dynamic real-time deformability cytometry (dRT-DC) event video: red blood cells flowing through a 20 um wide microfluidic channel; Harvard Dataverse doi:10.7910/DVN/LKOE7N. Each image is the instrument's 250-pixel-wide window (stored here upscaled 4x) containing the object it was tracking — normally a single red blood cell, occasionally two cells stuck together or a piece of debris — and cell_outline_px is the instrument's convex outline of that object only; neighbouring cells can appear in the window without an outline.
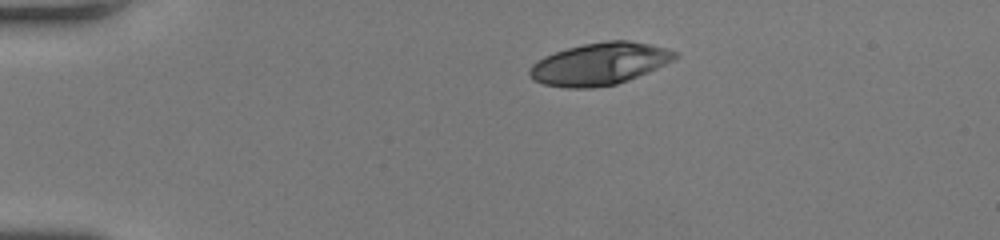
{"species": "human", "species_latin": "Homo sapiens", "temperature_condition": "room temperature", "stored_images_in_passage": 40, "camera_frame_rate_fps": 3000, "um_per_image_px": 0.085, "donor": {"sex": "female"}, "frame": {"image": 1, "passage_image": 1, "time_ms": 0.0, "image_size_px": [1000, 240], "cell_outline_px": [[680, 56], [656, 68], [628, 80], [616, 84], [592, 88], [568, 88], [544, 84], [532, 80], [528, 72], [532, 64], [536, 60], [544, 56], [568, 48], [584, 44], [608, 40], [628, 40], [648, 44], [664, 48], [676, 52]], "centroid_in_image_um": [50.92, 5.43], "position_along_channel_um": 34.1, "area_um2": 35.43}}
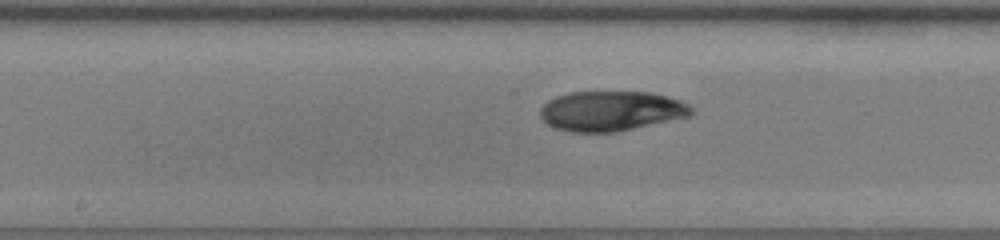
{"frame": {"image": 2, "passage_image": 17, "time_ms": 5.333, "image_size_px": [1000, 240], "cell_outline_px": [[696, 112], [692, 116], [616, 132], [568, 132], [556, 128], [548, 124], [540, 116], [540, 108], [548, 100], [556, 96], [572, 92], [652, 92], [668, 96], [680, 100], [688, 104]], "centroid_in_image_um": [51.98, 9.43], "position_along_channel_um": 196.2, "area_um2": 35.43}}
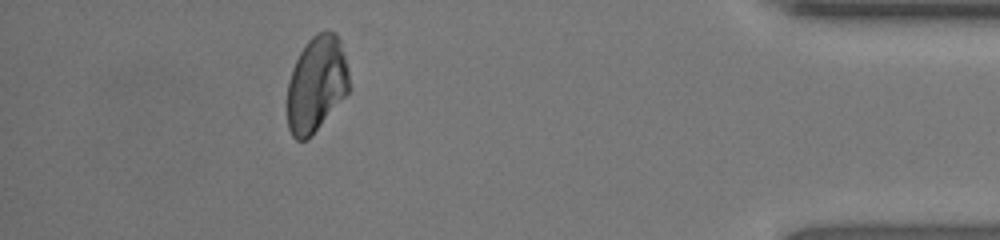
{"frame": {"image": 3, "passage_image": 35, "time_ms": 11.333, "image_size_px": [1000, 240], "cell_outline_px": [[352, 88], [308, 140], [296, 140], [292, 136], [288, 128], [288, 80], [292, 68], [300, 52], [308, 40], [316, 32], [336, 32], [340, 40], [348, 68]], "centroid_in_image_um": [26.91, 7.15], "position_along_channel_um": 408.3, "area_um2": 34.8}, "authors_computed_cell_mechanics": {"area_um2": 35.5759, "velocity_mm_per_s": 4.2917, "shape_relaxation_time_tau1_ms": 4.392, "shape_relaxation_time_tau2_ms": 2.8818, "deformation_change_tau1": 0.1762, "deformation_change_tau2": 0.0468}}